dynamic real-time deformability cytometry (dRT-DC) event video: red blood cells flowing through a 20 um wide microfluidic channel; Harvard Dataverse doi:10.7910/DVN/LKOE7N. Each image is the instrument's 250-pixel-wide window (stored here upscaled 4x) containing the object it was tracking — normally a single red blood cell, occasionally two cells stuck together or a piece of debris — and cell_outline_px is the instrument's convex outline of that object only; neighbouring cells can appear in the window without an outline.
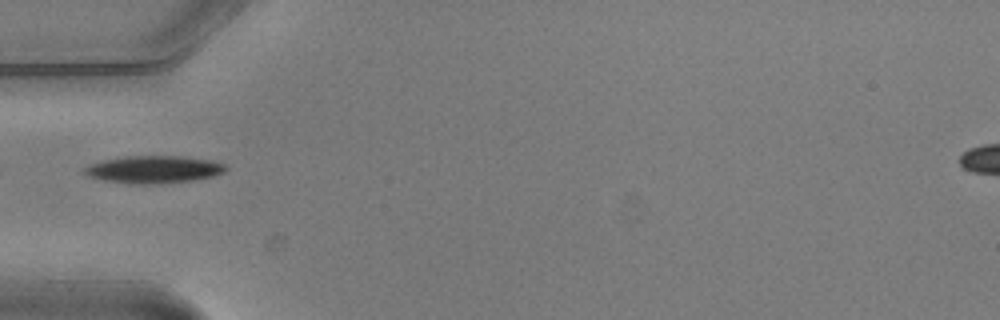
{"species": "common noctule bat (a hibernating species)", "species_latin": "Nyctalus noctula", "temperature_condition": "warm", "stored_images_in_passage": 3, "camera_frame_rate_fps": 3000, "um_per_image_px": 0.085, "animal": {"sex": "male", "body_mass_g": 20.5, "forearm_length_mm": 52.5}, "frame": {"image": 1, "passage_image": 3, "time_ms": 0.667, "image_size_px": [1000, 320], "cell_outline_px": [[228, 168], [224, 172], [212, 176], [192, 180], [160, 184], [132, 184], [104, 180], [88, 176], [80, 168], [100, 160], [124, 156], [180, 156], [212, 160], [224, 164]], "centroid_in_image_um": [13.02, 14.4], "position_along_channel_um": 72.0, "area_um2": 22.77}}